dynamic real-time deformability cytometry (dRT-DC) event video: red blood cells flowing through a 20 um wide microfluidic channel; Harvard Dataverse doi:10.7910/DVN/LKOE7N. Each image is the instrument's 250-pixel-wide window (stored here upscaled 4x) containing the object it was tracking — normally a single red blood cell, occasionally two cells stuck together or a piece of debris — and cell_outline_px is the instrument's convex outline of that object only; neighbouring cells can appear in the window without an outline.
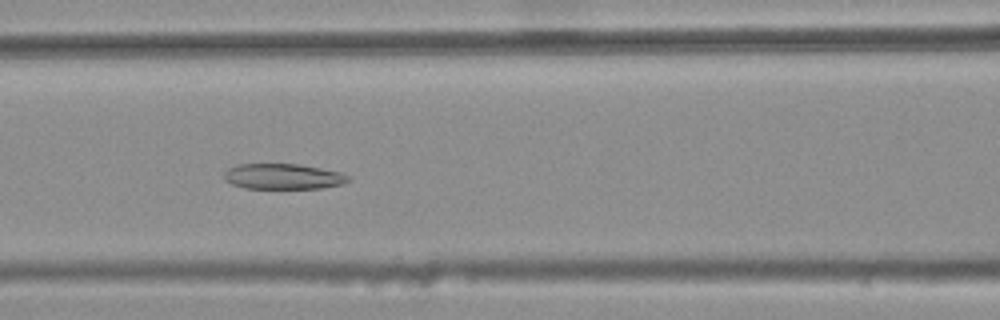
{"species": "common noctule bat (a hibernating species)", "species_latin": "Nyctalus noctula", "temperature_condition": "warm", "stored_images_in_passage": 45, "camera_frame_rate_fps": 3000, "um_per_image_px": 0.085, "animal": {"sex": "female", "body_mass_g": 25.1}, "frame": {"image": 1, "passage_image": 23, "time_ms": 7.333, "image_size_px": [1000, 320], "cell_outline_px": [[352, 180], [340, 184], [320, 188], [244, 188], [232, 184], [224, 180], [224, 172], [228, 168], [240, 164], [300, 164], [340, 172], [352, 176]], "centroid_in_image_um": [24.07, 14.99], "position_along_channel_um": 142.5, "area_um2": 18.5}}
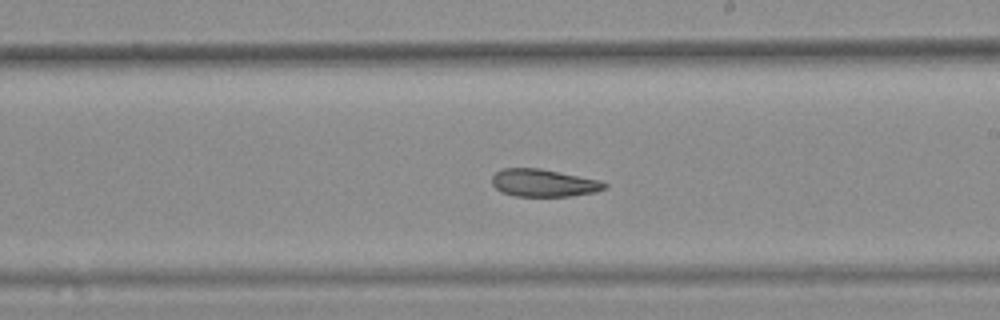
{"frame": {"image": 2, "passage_image": 31, "time_ms": 10.0, "image_size_px": [1000, 320], "cell_outline_px": [[608, 188], [596, 192], [572, 196], [516, 196], [500, 192], [492, 184], [492, 176], [496, 172], [504, 168], [540, 168], [600, 180], [608, 184]], "centroid_in_image_um": [46.23, 15.55], "position_along_channel_um": 242.8, "area_um2": 18.21}}
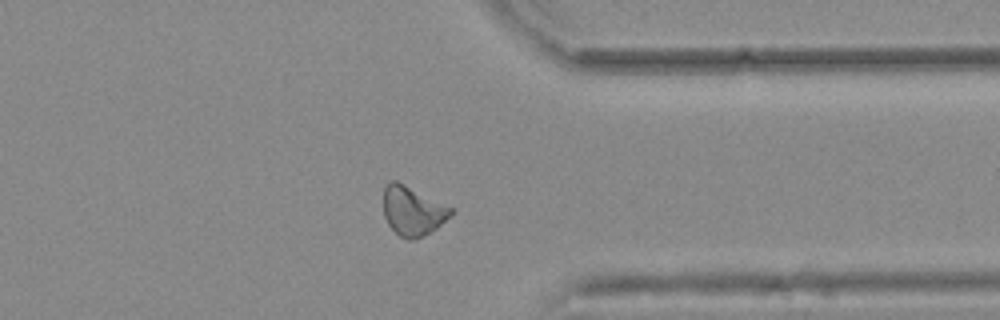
{"frame": {"image": 3, "passage_image": 42, "time_ms": 13.667, "image_size_px": [1000, 320], "cell_outline_px": [[452, 212], [436, 228], [424, 236], [412, 240], [408, 240], [400, 236], [388, 224], [384, 216], [384, 188], [388, 180], [396, 180], [452, 208]], "centroid_in_image_um": [35.02, 17.92], "position_along_channel_um": 376.4, "area_um2": 18.96}, "authors_computed_cell_mechanics": {"area_um2": 19.7098, "velocity_mm_per_s": 3.7709, "shape_relaxation_time_tau1_ms": null, "shape_relaxation_time_tau2_ms": 5.7216, "deformation_change_tau1": null, "deformation_change_tau2": 0.1349}}